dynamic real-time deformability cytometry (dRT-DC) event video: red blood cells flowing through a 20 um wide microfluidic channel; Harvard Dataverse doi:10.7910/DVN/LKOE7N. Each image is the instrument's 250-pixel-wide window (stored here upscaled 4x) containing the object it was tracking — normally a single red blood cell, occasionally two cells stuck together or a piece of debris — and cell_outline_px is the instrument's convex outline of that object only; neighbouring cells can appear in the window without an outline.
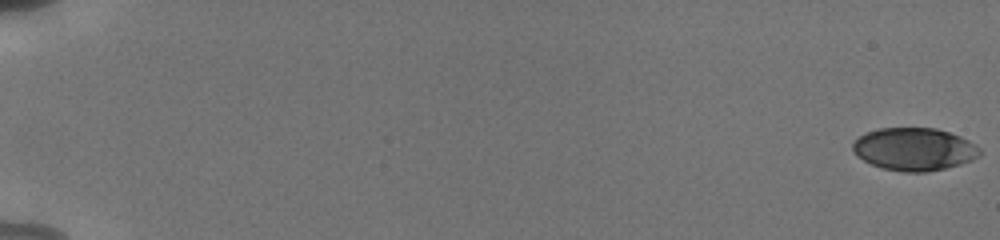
{"species": "human", "species_latin": "Homo sapiens", "temperature_condition": "cold", "stored_images_in_passage": 56, "camera_frame_rate_fps": 3000, "um_per_image_px": 0.085, "donor": {"sex": "male"}, "frame": {"image": 1, "passage_image": 1, "time_ms": 0.0, "image_size_px": [1000, 240], "cell_outline_px": [[980, 156], [972, 160], [960, 164], [928, 172], [904, 172], [884, 168], [872, 164], [864, 160], [852, 152], [852, 144], [860, 136], [868, 132], [880, 128], [936, 128], [960, 136], [976, 144], [980, 148]], "centroid_in_image_um": [77.73, 12.68], "position_along_channel_um": 7.3, "area_um2": 31.5}}
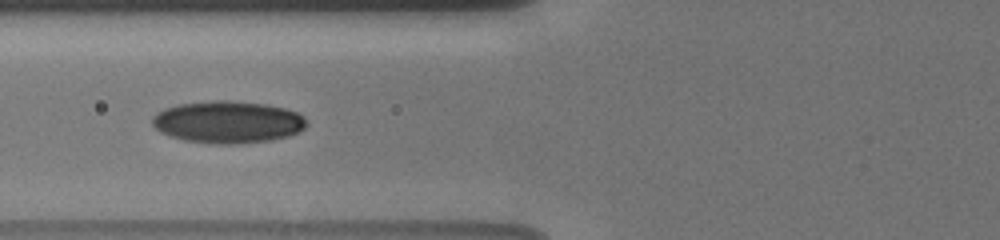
{"frame": {"image": 2, "passage_image": 25, "time_ms": 8.0, "image_size_px": [1000, 240], "cell_outline_px": [[308, 124], [304, 128], [288, 136], [272, 140], [240, 144], [212, 144], [184, 140], [168, 136], [160, 132], [152, 124], [152, 116], [156, 112], [164, 108], [180, 104], [216, 100], [228, 100], [264, 104], [284, 108], [296, 112], [304, 116]], "centroid_in_image_um": [19.34, 10.38], "position_along_channel_um": 106.5, "area_um2": 38.09}}
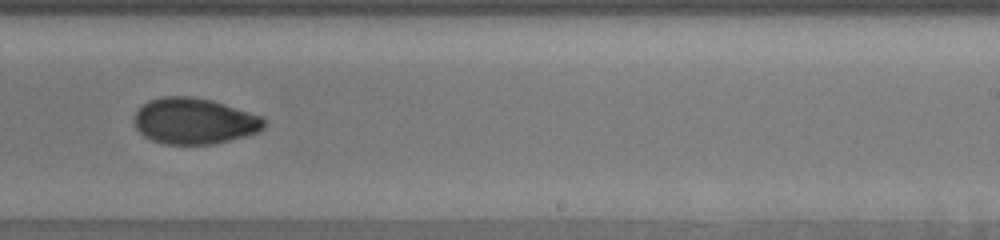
{"frame": {"image": 3, "passage_image": 38, "time_ms": 12.333, "image_size_px": [1000, 240], "cell_outline_px": [[264, 128], [260, 132], [212, 144], [164, 144], [152, 140], [144, 136], [132, 124], [132, 120], [136, 112], [148, 100], [160, 96], [192, 96], [212, 100], [264, 116]], "centroid_in_image_um": [16.5, 10.28], "position_along_channel_um": 272.5, "area_um2": 35.14}, "authors_computed_cell_mechanics": {"area_um2": 33.6685, "velocity_mm_per_s": 3.8368, "shape_relaxation_time_tau1_ms": 6.353, "shape_relaxation_time_tau2_ms": 2.8952, "deformation_change_tau1": 0.1364, "deformation_change_tau2": 0.0632}}